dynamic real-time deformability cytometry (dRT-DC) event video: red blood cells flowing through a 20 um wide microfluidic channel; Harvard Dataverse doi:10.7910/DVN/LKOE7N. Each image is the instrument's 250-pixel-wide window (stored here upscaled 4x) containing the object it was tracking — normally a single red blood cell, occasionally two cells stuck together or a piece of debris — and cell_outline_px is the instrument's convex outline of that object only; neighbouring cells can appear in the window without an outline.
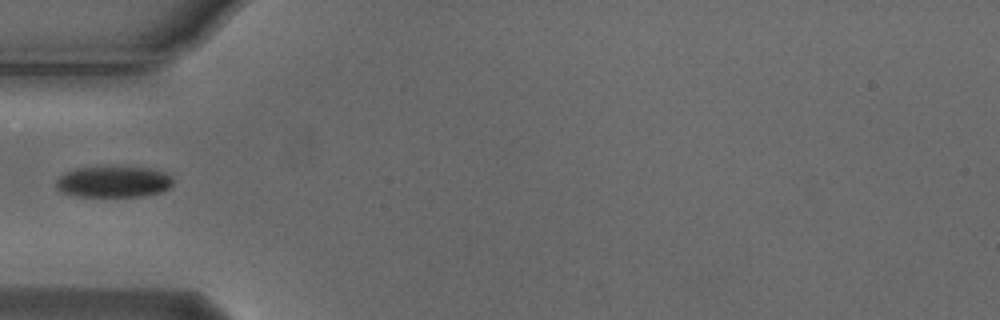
{"species": "Egyptian fruit bat (a non-hibernating species)", "species_latin": "Rousettus aegyptiacus", "temperature_condition": "cold", "stored_images_in_passage": 5, "camera_frame_rate_fps": 3000, "um_per_image_px": 0.085, "animal": {"sex": "male"}, "frame": {"image": 1, "passage_image": 4, "time_ms": 1.0, "image_size_px": [1000, 320], "cell_outline_px": [[172, 184], [164, 192], [144, 196], [76, 196], [60, 192], [56, 188], [56, 180], [64, 172], [76, 168], [148, 168], [164, 172], [172, 180]], "centroid_in_image_um": [9.61, 15.47], "position_along_channel_um": 75.4, "area_um2": 20.98}}
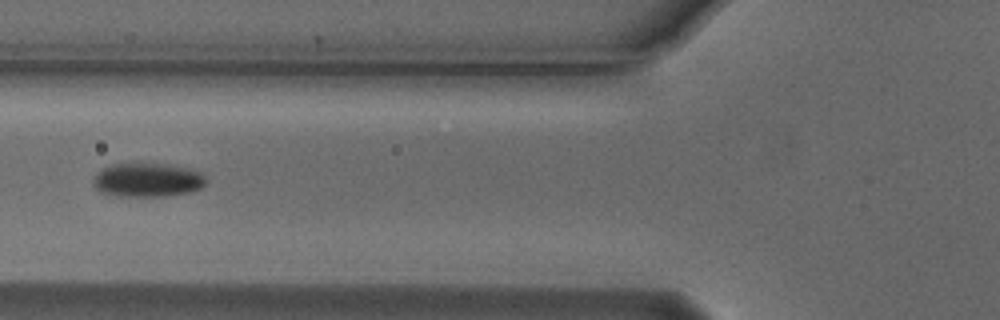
{"frame": {"image": 2, "passage_image": 5, "time_ms": 1.333, "image_size_px": [1000, 320], "cell_outline_px": [[204, 184], [200, 188], [188, 192], [164, 196], [116, 196], [100, 192], [92, 184], [92, 180], [96, 172], [112, 164], [136, 160], [164, 164], [188, 168], [200, 172], [204, 176]], "centroid_in_image_um": [12.45, 15.25], "position_along_channel_um": 113.4, "area_um2": 22.83}}